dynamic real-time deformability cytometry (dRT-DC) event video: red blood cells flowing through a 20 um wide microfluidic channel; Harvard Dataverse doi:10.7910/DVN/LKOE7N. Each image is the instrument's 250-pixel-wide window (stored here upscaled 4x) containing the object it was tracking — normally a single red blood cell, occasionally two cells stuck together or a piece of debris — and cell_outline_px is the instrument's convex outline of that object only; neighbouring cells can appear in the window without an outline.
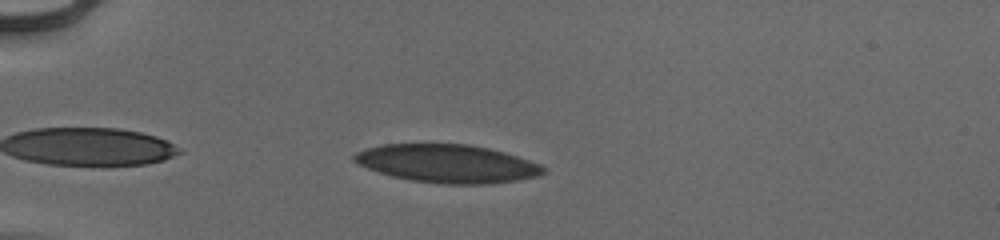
{"species": "human", "species_latin": "Homo sapiens", "temperature_condition": "cold", "stored_images_in_passage": 43, "camera_frame_rate_fps": 3000, "um_per_image_px": 0.085, "donor": {"sex": "male"}, "frame": {"image": 1, "passage_image": 5, "time_ms": 1.333, "image_size_px": [1000, 240], "cell_outline_px": [[544, 172], [536, 176], [516, 180], [488, 184], [440, 184], [412, 180], [392, 176], [368, 168], [352, 160], [352, 156], [356, 152], [368, 148], [384, 144], [468, 144], [488, 148], [504, 152], [540, 164], [544, 168]], "centroid_in_image_um": [38.0, 13.9], "position_along_channel_um": 47.0, "area_um2": 41.67}}
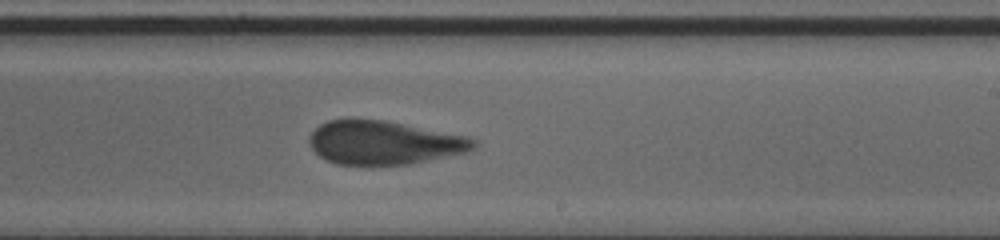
{"frame": {"image": 2, "passage_image": 24, "time_ms": 7.667, "image_size_px": [1000, 240], "cell_outline_px": [[476, 144], [472, 148], [464, 152], [412, 164], [336, 164], [320, 156], [308, 144], [308, 136], [320, 124], [328, 120], [348, 116], [352, 116], [384, 120], [468, 136], [476, 140]], "centroid_in_image_um": [32.57, 12.08], "position_along_channel_um": 256.4, "area_um2": 42.14}}
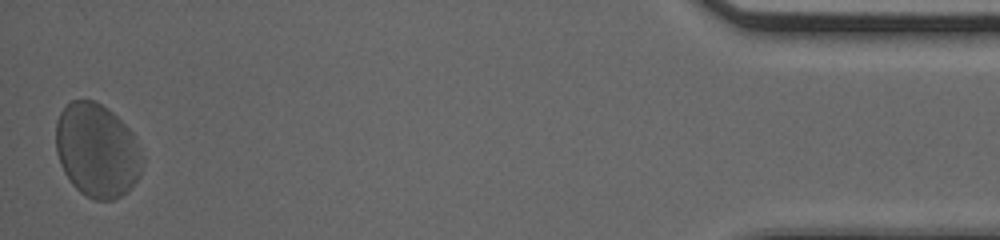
{"frame": {"image": 3, "passage_image": 43, "time_ms": 14.0, "image_size_px": [1000, 240], "cell_outline_px": [[144, 156], [140, 172], [132, 188], [120, 196], [112, 200], [96, 200], [84, 196], [72, 184], [64, 172], [60, 164], [56, 152], [56, 120], [60, 112], [72, 100], [96, 100], [108, 108], [136, 136]], "centroid_in_image_um": [8.25, 12.78], "position_along_channel_um": 426.9, "area_um2": 47.69}, "authors_computed_cell_mechanics": {"area_um2": 42.5986, "velocity_mm_per_s": 3.8723, "shape_relaxation_time_tau1_ms": 3.8527, "shape_relaxation_time_tau2_ms": 0.9367, "deformation_change_tau1": 0.098, "deformation_change_tau2": 0.0706}}